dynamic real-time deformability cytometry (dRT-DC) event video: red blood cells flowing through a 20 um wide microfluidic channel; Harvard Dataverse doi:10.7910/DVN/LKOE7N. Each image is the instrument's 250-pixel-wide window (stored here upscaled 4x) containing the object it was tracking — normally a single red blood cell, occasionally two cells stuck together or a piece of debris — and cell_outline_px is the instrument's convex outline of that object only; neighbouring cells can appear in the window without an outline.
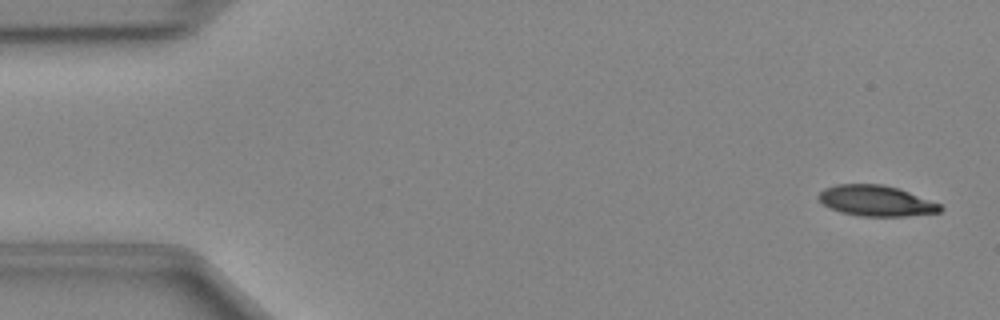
{"species": "Egyptian fruit bat (a non-hibernating species)", "species_latin": "Rousettus aegyptiacus", "temperature_condition": "cold", "stored_images_in_passage": 48, "camera_frame_rate_fps": 3000, "um_per_image_px": 0.085, "animal": {"sex": "female"}, "frame": {"image": 1, "passage_image": 2, "time_ms": 0.333, "image_size_px": [1000, 320], "cell_outline_px": [[944, 208], [940, 212], [908, 216], [860, 216], [840, 212], [828, 208], [816, 196], [824, 188], [836, 184], [884, 184], [908, 192], [940, 204]], "centroid_in_image_um": [74.43, 17.07], "position_along_channel_um": 10.6, "area_um2": 21.73}}
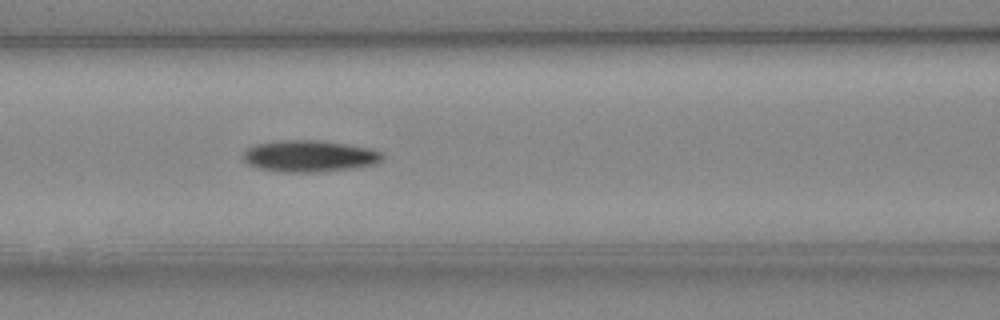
{"frame": {"image": 2, "passage_image": 20, "time_ms": 6.333, "image_size_px": [1000, 320], "cell_outline_px": [[384, 160], [376, 164], [352, 168], [320, 172], [280, 172], [256, 168], [248, 164], [244, 160], [244, 152], [248, 148], [256, 144], [280, 140], [320, 140], [372, 148], [384, 152]], "centroid_in_image_um": [26.35, 13.27], "position_along_channel_um": 140.3, "area_um2": 25.95}}
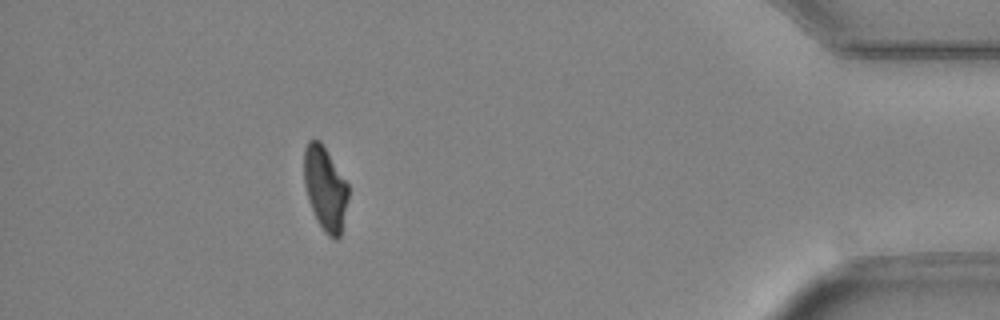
{"frame": {"image": 3, "passage_image": 43, "time_ms": 14.0, "image_size_px": [1000, 320], "cell_outline_px": [[348, 196], [340, 236], [336, 240], [328, 236], [324, 232], [308, 200], [304, 184], [304, 148], [308, 140], [320, 140], [348, 184]], "centroid_in_image_um": [27.63, 15.99], "position_along_channel_um": 407.6, "area_um2": 21.33}}